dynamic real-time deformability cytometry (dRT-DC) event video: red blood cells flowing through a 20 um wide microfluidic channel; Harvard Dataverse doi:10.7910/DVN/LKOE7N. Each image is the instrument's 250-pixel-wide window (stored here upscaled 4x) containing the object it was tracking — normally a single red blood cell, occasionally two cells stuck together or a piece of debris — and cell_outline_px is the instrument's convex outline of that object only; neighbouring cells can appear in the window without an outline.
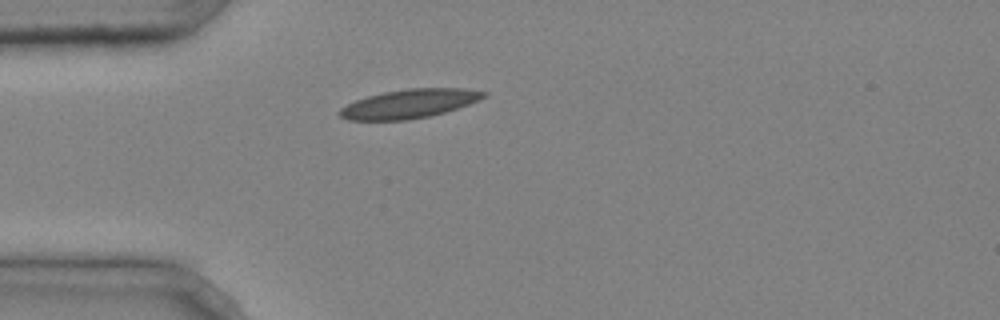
{"species": "common noctule bat (a hibernating species)", "species_latin": "Nyctalus noctula", "temperature_condition": "cold", "stored_images_in_passage": 1, "camera_frame_rate_fps": 3000, "um_per_image_px": 0.085, "animal": {"sex": "male", "body_mass_g": 20.4}, "frame": {"image": 1, "passage_image": 1, "time_ms": 0.0, "image_size_px": [1000, 320], "cell_outline_px": [[488, 96], [480, 100], [444, 112], [428, 116], [408, 120], [348, 120], [340, 116], [336, 112], [340, 108], [356, 100], [368, 96], [384, 92], [408, 88], [464, 88], [488, 92]], "centroid_in_image_um": [34.8, 8.81], "position_along_channel_um": 50.2, "area_um2": 24.22}}